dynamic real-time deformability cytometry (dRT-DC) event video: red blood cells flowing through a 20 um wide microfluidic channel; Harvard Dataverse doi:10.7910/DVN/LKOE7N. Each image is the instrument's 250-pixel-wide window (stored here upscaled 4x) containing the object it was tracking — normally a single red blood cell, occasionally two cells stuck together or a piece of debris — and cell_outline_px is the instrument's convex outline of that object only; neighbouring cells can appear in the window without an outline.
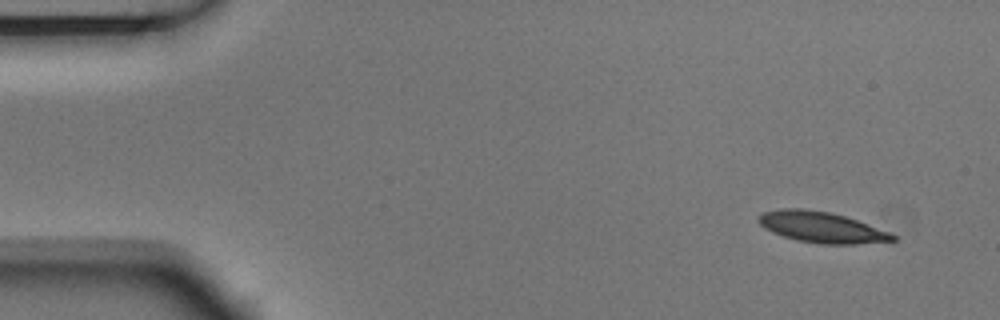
{"species": "Egyptian fruit bat (a non-hibernating species)", "species_latin": "Rousettus aegyptiacus", "temperature_condition": "room temperature", "stored_images_in_passage": 4, "camera_frame_rate_fps": 3000, "um_per_image_px": 0.085, "animal": {"sex": "male"}, "frame": {"image": 1, "passage_image": 1, "time_ms": 0.0, "image_size_px": [1000, 320], "cell_outline_px": [[896, 240], [856, 244], [820, 244], [796, 240], [772, 232], [764, 228], [760, 224], [756, 216], [764, 212], [780, 208], [804, 208], [828, 212], [844, 216], [868, 224], [888, 232], [896, 236]], "centroid_in_image_um": [69.78, 19.31], "position_along_channel_um": 15.2, "area_um2": 23.99}}